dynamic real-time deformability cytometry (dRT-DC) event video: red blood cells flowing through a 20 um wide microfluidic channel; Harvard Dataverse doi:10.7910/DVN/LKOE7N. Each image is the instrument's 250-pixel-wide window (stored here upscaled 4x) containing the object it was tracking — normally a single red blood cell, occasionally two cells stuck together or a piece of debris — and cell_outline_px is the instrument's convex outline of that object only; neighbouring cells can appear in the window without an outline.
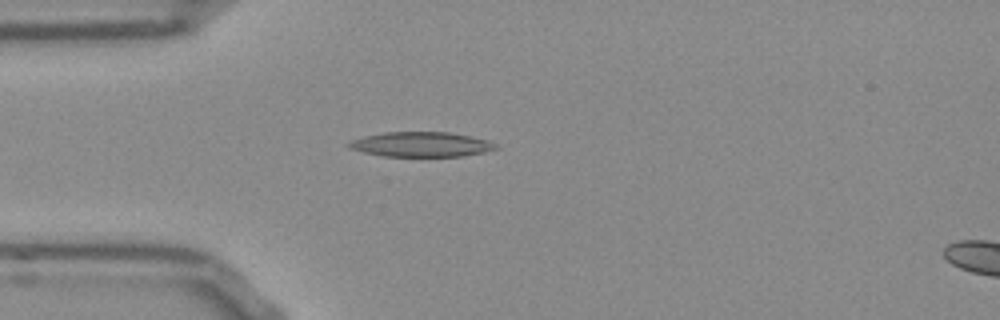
{"species": "Egyptian fruit bat (a non-hibernating species)", "species_latin": "Rousettus aegyptiacus", "temperature_condition": "room temperature", "stored_images_in_passage": 45, "camera_frame_rate_fps": 3000, "um_per_image_px": 0.085, "frame": {"image": 1, "passage_image": 6, "time_ms": 1.667, "image_size_px": [1000, 320], "cell_outline_px": [[500, 148], [484, 152], [460, 156], [384, 156], [364, 152], [348, 148], [344, 144], [352, 140], [364, 136], [384, 132], [448, 132], [488, 140], [496, 144]], "centroid_in_image_um": [35.77, 12.27], "position_along_channel_um": 49.2, "area_um2": 21.21}}
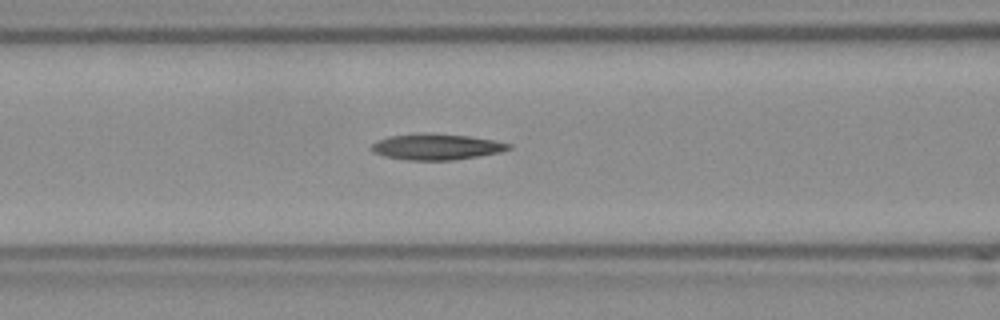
{"frame": {"image": 2, "passage_image": 13, "time_ms": 4.0, "image_size_px": [1000, 320], "cell_outline_px": [[512, 148], [500, 152], [480, 156], [452, 160], [408, 160], [384, 156], [376, 152], [372, 148], [372, 144], [388, 136], [428, 132], [468, 136], [492, 140], [512, 144]], "centroid_in_image_um": [37.14, 12.47], "position_along_channel_um": 129.5, "area_um2": 20.63}}
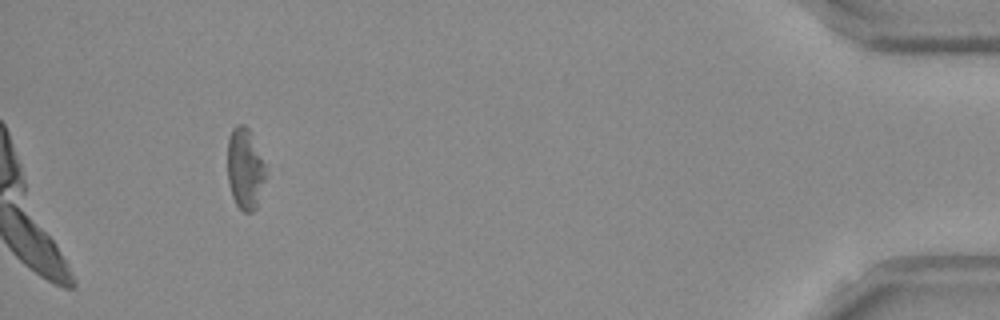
{"frame": {"image": 3, "passage_image": 41, "time_ms": 13.333, "image_size_px": [1000, 320], "cell_outline_px": [[268, 164], [264, 180], [256, 208], [252, 212], [244, 212], [236, 204], [232, 196], [228, 184], [228, 140], [232, 128], [236, 124], [244, 124], [248, 128]], "centroid_in_image_um": [20.85, 14.3], "position_along_channel_um": 414.4, "area_um2": 18.38}}